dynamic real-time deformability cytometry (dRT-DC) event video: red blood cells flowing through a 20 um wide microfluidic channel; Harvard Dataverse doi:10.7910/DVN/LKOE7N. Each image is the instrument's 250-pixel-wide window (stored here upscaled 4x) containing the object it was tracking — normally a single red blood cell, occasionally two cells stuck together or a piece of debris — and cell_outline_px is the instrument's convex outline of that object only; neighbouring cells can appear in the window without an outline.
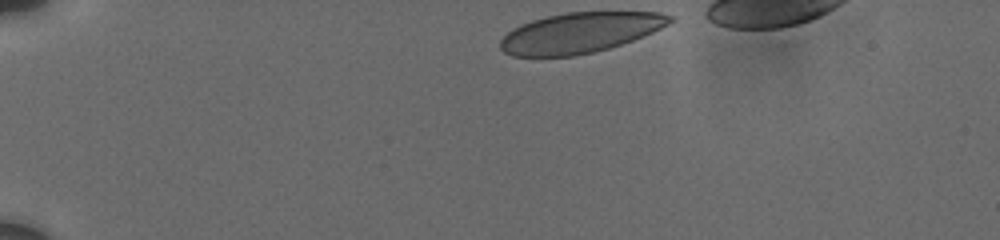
{"species": "human", "species_latin": "Homo sapiens", "temperature_condition": "cold", "stored_images_in_passage": 15, "camera_frame_rate_fps": 3000, "um_per_image_px": 0.085, "donor": {"sex": "male"}, "frame": {"image": 1, "passage_image": 1, "time_ms": 0.0, "image_size_px": [1000, 240], "cell_outline_px": [[672, 20], [668, 24], [652, 32], [632, 40], [608, 48], [592, 52], [572, 56], [512, 56], [504, 52], [500, 48], [500, 40], [512, 28], [520, 24], [532, 20], [548, 16], [568, 12], [660, 12], [672, 16]], "centroid_in_image_um": [49.26, 2.78], "position_along_channel_um": 35.7, "area_um2": 39.48}}
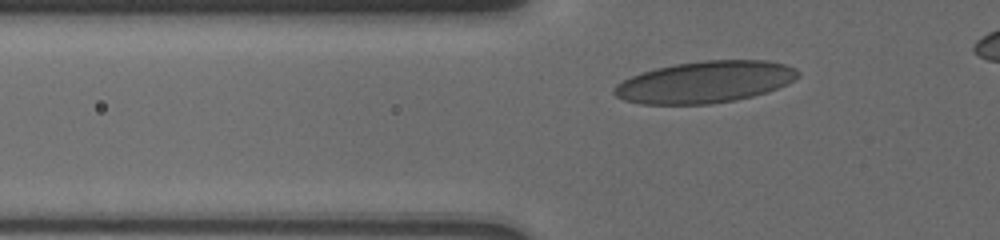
{"frame": {"image": 2, "passage_image": 8, "time_ms": 2.667, "image_size_px": [1000, 240], "cell_outline_px": [[800, 76], [776, 88], [752, 96], [736, 100], [712, 104], [640, 104], [624, 100], [616, 96], [612, 92], [612, 88], [616, 84], [632, 76], [656, 68], [676, 64], [704, 60], [768, 60], [784, 64], [796, 68], [800, 72]], "centroid_in_image_um": [59.91, 6.97], "position_along_channel_um": 65.9, "area_um2": 44.51}}